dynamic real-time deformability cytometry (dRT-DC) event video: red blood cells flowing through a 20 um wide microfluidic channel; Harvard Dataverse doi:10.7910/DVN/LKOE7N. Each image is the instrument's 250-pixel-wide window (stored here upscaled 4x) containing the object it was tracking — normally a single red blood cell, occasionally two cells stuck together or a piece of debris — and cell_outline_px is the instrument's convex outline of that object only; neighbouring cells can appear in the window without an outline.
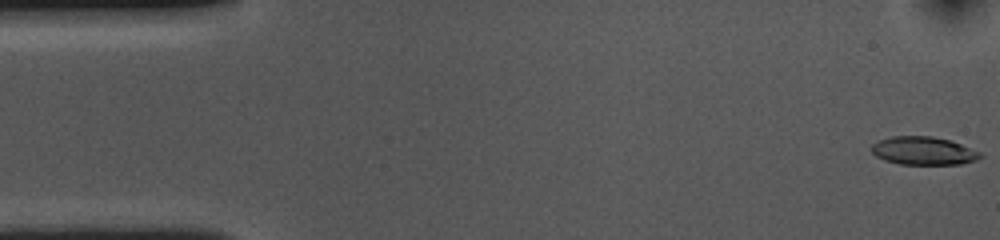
{"species": "common noctule bat (a hibernating species)", "species_latin": "Nyctalus noctula", "temperature_condition": "cold", "stored_images_in_passage": 54, "camera_frame_rate_fps": 3000, "um_per_image_px": 0.085, "animal": {"sex": "female", "body_mass_g": 10.0, "forearm_length_mm": 53.1}, "frame": {"image": 1, "passage_image": 1, "time_ms": 0.0, "image_size_px": [1000, 240], "cell_outline_px": [[984, 156], [976, 160], [960, 164], [900, 164], [884, 160], [876, 156], [872, 152], [872, 144], [880, 140], [892, 136], [932, 136], [948, 140], [960, 144], [980, 152]], "centroid_in_image_um": [78.49, 12.82], "position_along_channel_um": 6.5, "area_um2": 17.69}}
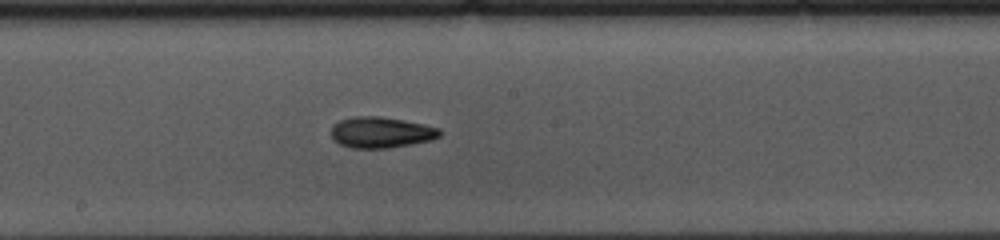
{"frame": {"image": 2, "passage_image": 28, "time_ms": 9.0, "image_size_px": [1000, 240], "cell_outline_px": [[440, 136], [432, 140], [412, 144], [388, 148], [352, 148], [340, 144], [332, 140], [332, 124], [340, 120], [352, 116], [380, 116], [404, 120], [424, 124], [440, 128]], "centroid_in_image_um": [32.38, 11.25], "position_along_channel_um": 215.8, "area_um2": 19.77}}
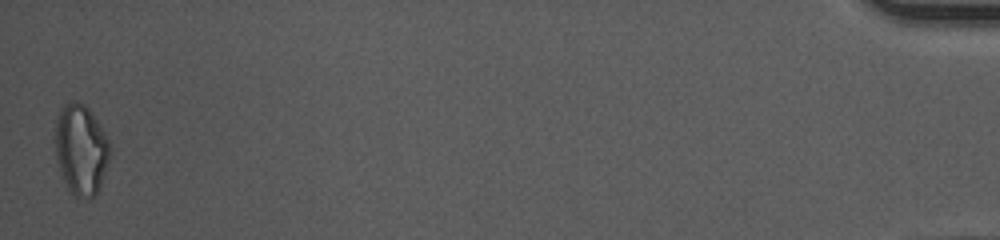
{"frame": {"image": 3, "passage_image": 54, "time_ms": 17.667, "image_size_px": [1000, 240], "cell_outline_px": [[108, 160], [100, 188], [88, 200], [72, 196], [64, 180], [56, 160], [56, 120], [60, 108], [64, 104], [72, 100], [76, 100], [84, 104], [88, 108], [104, 132], [108, 140]], "centroid_in_image_um": [6.86, 12.72], "position_along_channel_um": 428.3, "area_um2": 28.55}, "authors_computed_cell_mechanics": {"area_um2": 18.9873, "velocity_mm_per_s": 3.6083, "shape_relaxation_time_tau1_ms": 6.137, "shape_relaxation_time_tau2_ms": 6.8556, "deformation_change_tau1": 0.1601, "deformation_change_tau2": 0.1555}}